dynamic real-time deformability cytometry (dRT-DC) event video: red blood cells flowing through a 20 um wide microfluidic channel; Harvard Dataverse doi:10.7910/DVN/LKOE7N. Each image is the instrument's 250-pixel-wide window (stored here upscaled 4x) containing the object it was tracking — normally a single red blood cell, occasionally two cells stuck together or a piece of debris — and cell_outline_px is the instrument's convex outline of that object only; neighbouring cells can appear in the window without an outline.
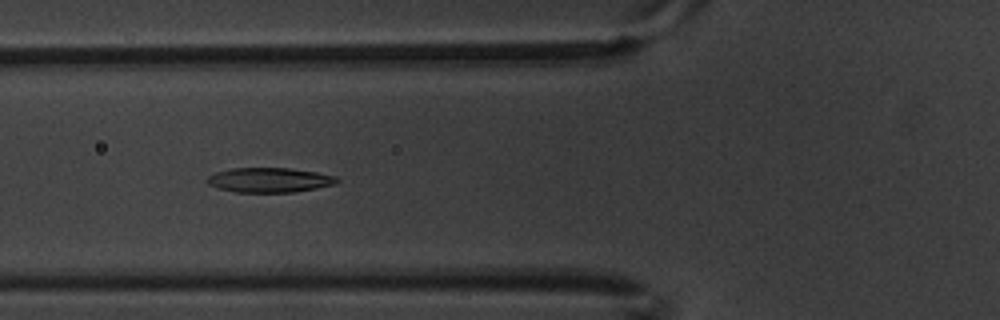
{"species": "common noctule bat (a hibernating species)", "species_latin": "Nyctalus noctula", "temperature_condition": "warm", "stored_images_in_passage": 6, "camera_frame_rate_fps": 3000, "um_per_image_px": 0.085, "animal": {"sex": "male", "body_mass_g": 20.1, "forearm_length_mm": 53.5}, "frame": {"image": 1, "passage_image": 4, "time_ms": 1.0, "image_size_px": [1000, 320], "cell_outline_px": [[340, 180], [336, 184], [316, 188], [292, 192], [236, 192], [216, 188], [208, 184], [204, 180], [208, 176], [216, 172], [232, 168], [288, 168], [316, 172], [336, 176]], "centroid_in_image_um": [22.87, 15.3], "position_along_channel_um": 102.9, "area_um2": 18.73}}
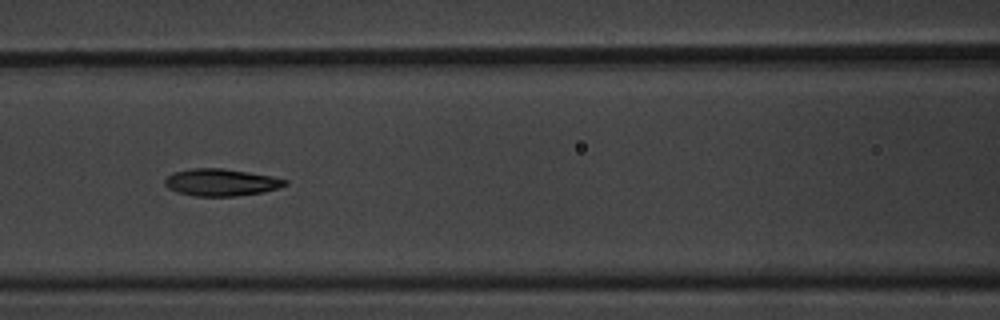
{"frame": {"image": 2, "passage_image": 5, "time_ms": 1.333, "image_size_px": [1000, 320], "cell_outline_px": [[288, 184], [280, 188], [264, 192], [236, 196], [196, 196], [176, 192], [168, 188], [164, 184], [164, 180], [172, 172], [192, 168], [220, 168], [248, 172], [272, 176], [288, 180]], "centroid_in_image_um": [18.8, 15.5], "position_along_channel_um": 147.8, "area_um2": 19.13}}
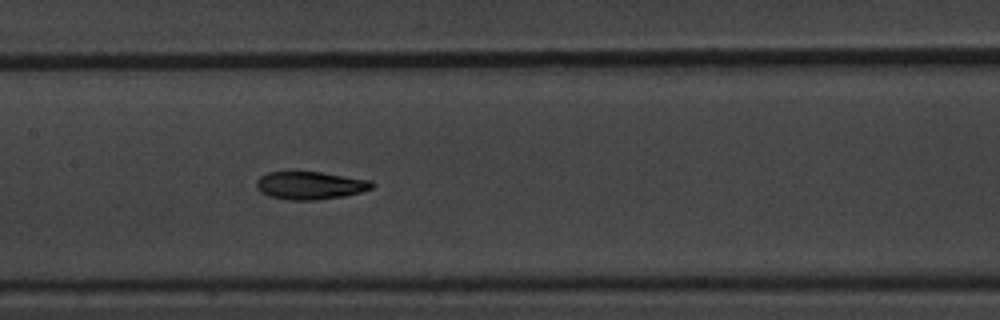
{"frame": {"image": 3, "passage_image": 6, "time_ms": 1.667, "image_size_px": [1000, 320], "cell_outline_px": [[376, 184], [372, 188], [360, 192], [344, 196], [316, 200], [288, 200], [268, 196], [260, 192], [256, 188], [256, 180], [260, 176], [268, 172], [320, 172], [372, 180]], "centroid_in_image_um": [26.36, 15.76], "position_along_channel_um": 181.0, "area_um2": 18.9}}